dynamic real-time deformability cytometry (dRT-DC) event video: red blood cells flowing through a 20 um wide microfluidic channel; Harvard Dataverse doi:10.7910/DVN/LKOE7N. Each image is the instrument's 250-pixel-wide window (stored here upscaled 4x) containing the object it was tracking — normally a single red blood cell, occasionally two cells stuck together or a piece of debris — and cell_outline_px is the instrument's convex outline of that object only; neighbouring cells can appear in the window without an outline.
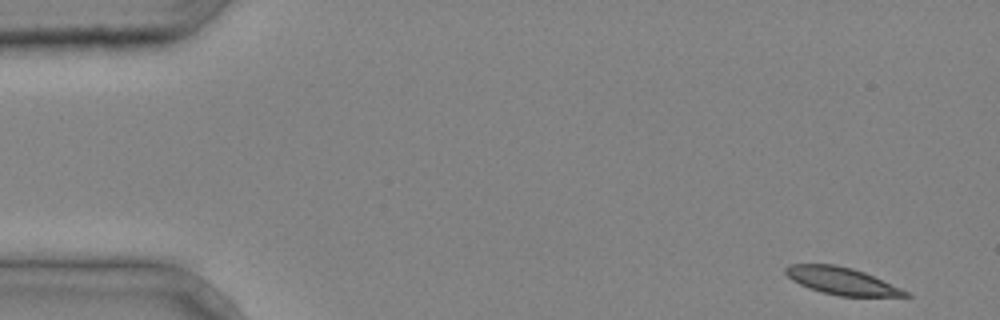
{"species": "common noctule bat (a hibernating species)", "species_latin": "Nyctalus noctula", "temperature_condition": "cold", "stored_images_in_passage": 40, "camera_frame_rate_fps": 3000, "um_per_image_px": 0.085, "animal": {"sex": "male", "body_mass_g": 20.4}, "frame": {"image": 1, "passage_image": 1, "time_ms": 0.0, "image_size_px": [1000, 320], "cell_outline_px": [[912, 296], [840, 296], [808, 288], [792, 280], [784, 272], [784, 268], [788, 264], [832, 264], [852, 268], [864, 272], [900, 288], [908, 292]], "centroid_in_image_um": [71.5, 23.87], "position_along_channel_um": 13.5, "area_um2": 18.73}}
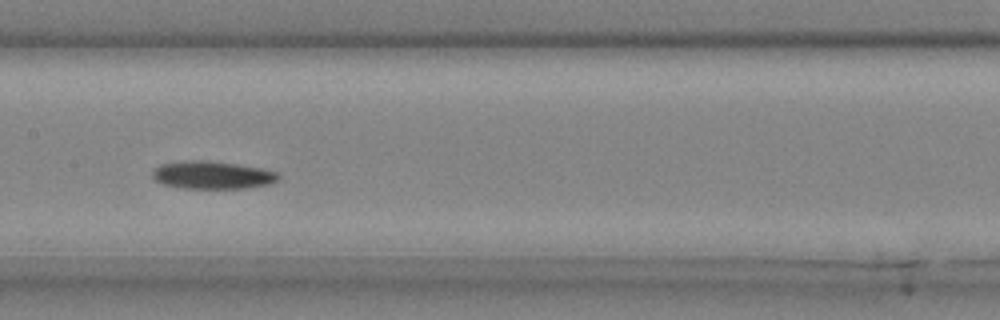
{"frame": {"image": 2, "passage_image": 20, "time_ms": 6.333, "image_size_px": [1000, 320], "cell_outline_px": [[280, 176], [276, 180], [268, 184], [248, 188], [180, 188], [164, 184], [156, 180], [152, 176], [152, 172], [160, 164], [180, 160], [208, 160], [236, 164], [260, 168], [276, 172]], "centroid_in_image_um": [18.01, 14.87], "position_along_channel_um": 189.4, "area_um2": 20.35}}
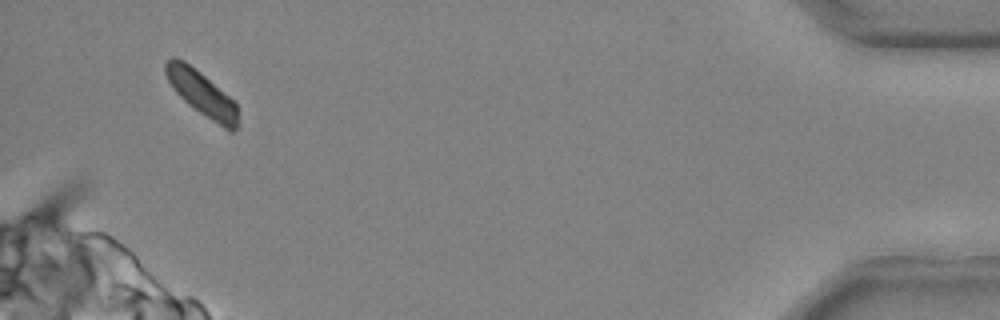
{"frame": {"image": 3, "passage_image": 39, "time_ms": 12.667, "image_size_px": [1000, 320], "cell_outline_px": [[236, 128], [232, 132], [228, 132], [188, 104], [176, 92], [168, 80], [164, 72], [164, 64], [172, 56], [176, 56], [184, 60], [200, 72], [228, 96], [236, 104]], "centroid_in_image_um": [17.1, 7.93], "position_along_channel_um": 418.1, "area_um2": 18.5}}